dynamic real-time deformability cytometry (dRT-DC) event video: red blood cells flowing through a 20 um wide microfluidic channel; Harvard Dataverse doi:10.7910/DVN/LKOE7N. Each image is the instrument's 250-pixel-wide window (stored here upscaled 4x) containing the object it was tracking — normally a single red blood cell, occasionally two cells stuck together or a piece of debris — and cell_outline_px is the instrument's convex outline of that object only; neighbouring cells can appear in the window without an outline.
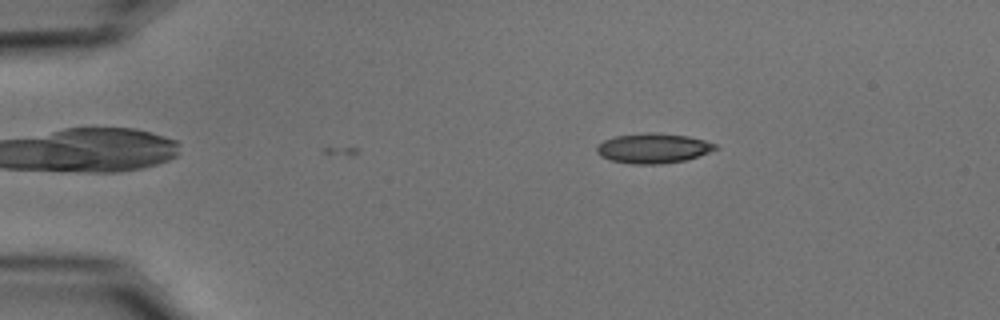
{"species": "common noctule bat (a hibernating species)", "species_latin": "Nyctalus noctula", "temperature_condition": "cold", "stored_images_in_passage": 3, "camera_frame_rate_fps": 3000, "um_per_image_px": 0.085, "animal": {"sex": "male", "body_mass_g": 15.6}, "frame": {"image": 1, "passage_image": 1, "time_ms": 0.0, "image_size_px": [1000, 320], "cell_outline_px": [[720, 148], [684, 160], [660, 164], [632, 164], [612, 160], [600, 156], [596, 152], [596, 148], [604, 140], [616, 136], [648, 132], [656, 132], [688, 136], [704, 140], [716, 144]], "centroid_in_image_um": [55.52, 12.59], "position_along_channel_um": 29.5, "area_um2": 20.52}}